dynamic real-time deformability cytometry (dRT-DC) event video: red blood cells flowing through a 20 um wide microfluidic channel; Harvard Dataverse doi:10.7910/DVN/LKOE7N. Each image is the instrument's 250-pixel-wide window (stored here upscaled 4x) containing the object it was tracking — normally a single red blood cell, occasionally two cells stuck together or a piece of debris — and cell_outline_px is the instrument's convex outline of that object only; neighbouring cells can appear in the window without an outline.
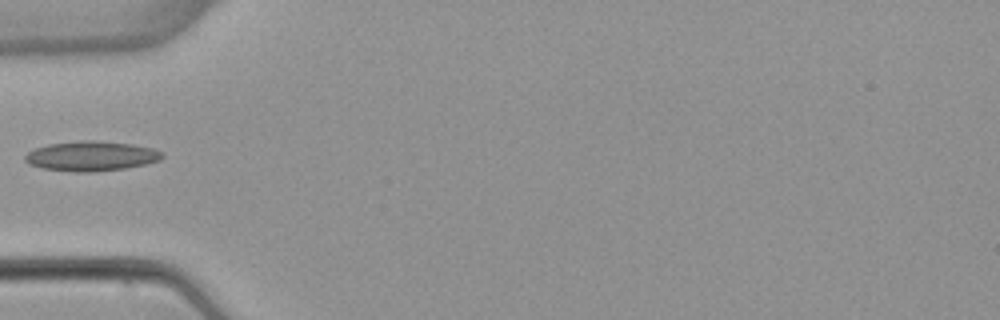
{"species": "common noctule bat (a hibernating species)", "species_latin": "Nyctalus noctula", "temperature_condition": "warm", "stored_images_in_passage": 3, "camera_frame_rate_fps": 3000, "um_per_image_px": 0.085, "animal": {"sex": "female", "body_mass_g": 22.7, "forearm_length_mm": 54.2}, "frame": {"image": 1, "passage_image": 3, "time_ms": 2.333, "image_size_px": [1000, 320], "cell_outline_px": [[164, 156], [160, 160], [144, 164], [124, 168], [92, 172], [76, 172], [44, 168], [28, 164], [24, 160], [24, 156], [28, 152], [36, 148], [48, 144], [80, 140], [92, 140], [132, 144], [152, 148], [164, 152]], "centroid_in_image_um": [7.75, 13.26], "position_along_channel_um": 77.2, "area_um2": 23.76}}